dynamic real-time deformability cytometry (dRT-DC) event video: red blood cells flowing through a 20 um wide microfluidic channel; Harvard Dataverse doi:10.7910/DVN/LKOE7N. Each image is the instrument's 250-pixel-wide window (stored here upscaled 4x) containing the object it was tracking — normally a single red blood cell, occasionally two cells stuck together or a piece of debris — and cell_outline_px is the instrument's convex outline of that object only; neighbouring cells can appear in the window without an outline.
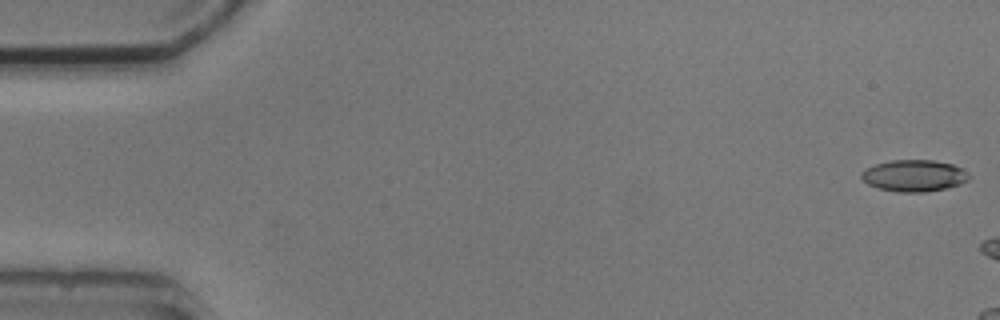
{"species": "common noctule bat (a hibernating species)", "species_latin": "Nyctalus noctula", "temperature_condition": "cold", "stored_images_in_passage": 3, "camera_frame_rate_fps": 3000, "um_per_image_px": 0.085, "animal": {"sex": "male", "body_mass_g": 20.5, "forearm_length_mm": 52.5}, "frame": {"image": 1, "passage_image": 1, "time_ms": 0.0, "image_size_px": [1000, 320], "cell_outline_px": [[972, 176], [968, 180], [960, 184], [944, 188], [924, 192], [896, 192], [880, 188], [868, 184], [860, 176], [860, 172], [864, 168], [876, 164], [892, 160], [932, 160], [952, 164], [960, 168]], "centroid_in_image_um": [77.67, 14.93], "position_along_channel_um": 7.3, "area_um2": 19.77}}